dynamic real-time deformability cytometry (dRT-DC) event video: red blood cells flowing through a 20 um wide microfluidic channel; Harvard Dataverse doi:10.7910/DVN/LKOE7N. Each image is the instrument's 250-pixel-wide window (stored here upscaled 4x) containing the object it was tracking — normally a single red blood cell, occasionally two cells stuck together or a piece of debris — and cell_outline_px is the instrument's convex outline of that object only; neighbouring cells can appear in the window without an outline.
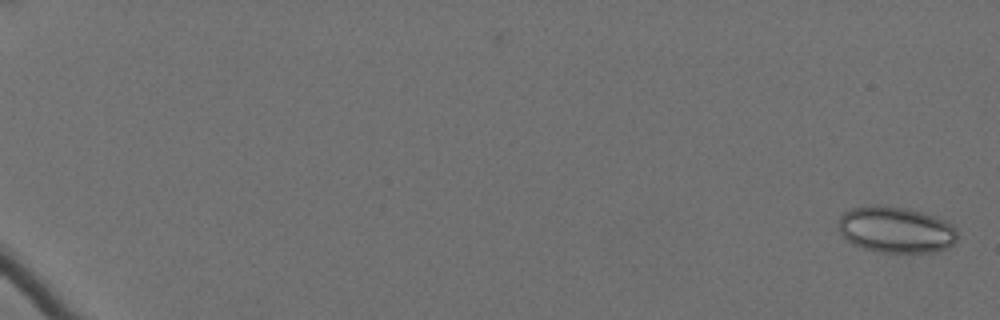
{"species": "Egyptian fruit bat (a non-hibernating species)", "species_latin": "Rousettus aegyptiacus", "temperature_condition": "cold", "stored_images_in_passage": 62, "camera_frame_rate_fps": 3000, "um_per_image_px": 0.085, "animal": {"sex": "female"}, "frame": {"image": 1, "passage_image": 2, "time_ms": 0.333, "image_size_px": [1000, 320], "cell_outline_px": [[956, 240], [948, 248], [932, 252], [880, 252], [864, 248], [852, 244], [840, 232], [840, 216], [844, 212], [852, 208], [872, 204], [880, 204], [908, 208], [936, 216], [952, 224], [956, 232]], "centroid_in_image_um": [76.15, 19.51], "position_along_channel_um": 8.8, "area_um2": 32.08}}
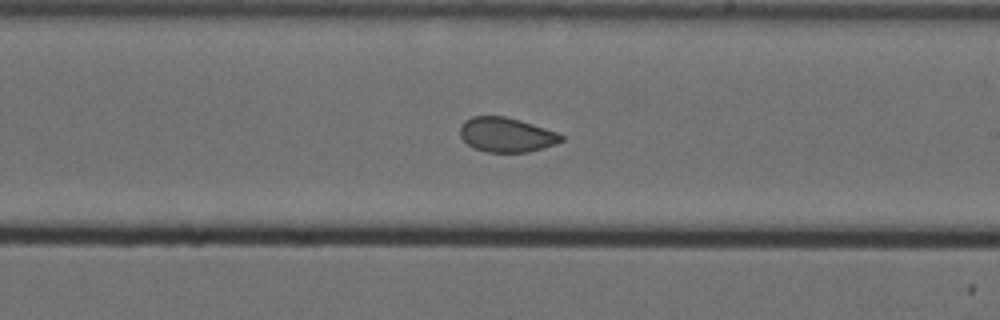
{"frame": {"image": 2, "passage_image": 41, "time_ms": 13.333, "image_size_px": [1000, 320], "cell_outline_px": [[564, 140], [556, 144], [544, 148], [528, 152], [488, 152], [476, 148], [468, 144], [460, 136], [460, 128], [464, 120], [472, 116], [504, 116], [520, 120], [556, 132], [564, 136]], "centroid_in_image_um": [43.05, 11.45], "position_along_channel_um": 245.9, "area_um2": 20.29}}
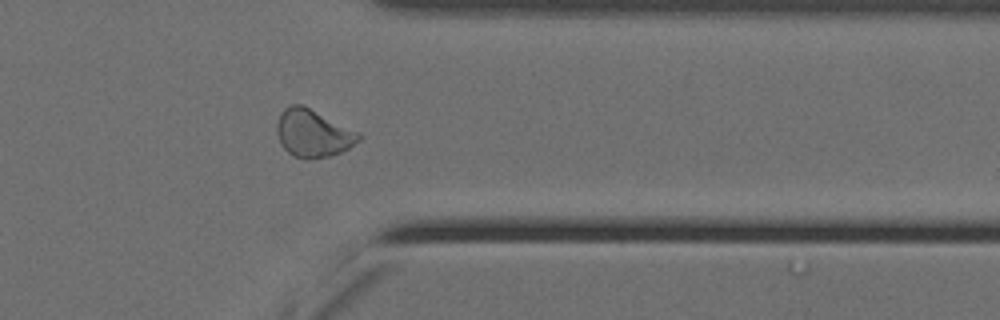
{"frame": {"image": 3, "passage_image": 53, "time_ms": 17.333, "image_size_px": [1000, 320], "cell_outline_px": [[360, 140], [348, 148], [340, 152], [328, 156], [312, 160], [308, 160], [292, 156], [280, 144], [276, 132], [276, 124], [280, 112], [284, 108], [292, 104], [304, 104], [360, 132]], "centroid_in_image_um": [26.58, 11.31], "position_along_channel_um": 384.8, "area_um2": 23.18}, "authors_computed_cell_mechanics": {"area_um2": 23.4668, "velocity_mm_per_s": 3.4985, "shape_relaxation_time_tau1_ms": null, "shape_relaxation_time_tau2_ms": 1.2662, "deformation_change_tau1": null, "deformation_change_tau2": 0.0549}}